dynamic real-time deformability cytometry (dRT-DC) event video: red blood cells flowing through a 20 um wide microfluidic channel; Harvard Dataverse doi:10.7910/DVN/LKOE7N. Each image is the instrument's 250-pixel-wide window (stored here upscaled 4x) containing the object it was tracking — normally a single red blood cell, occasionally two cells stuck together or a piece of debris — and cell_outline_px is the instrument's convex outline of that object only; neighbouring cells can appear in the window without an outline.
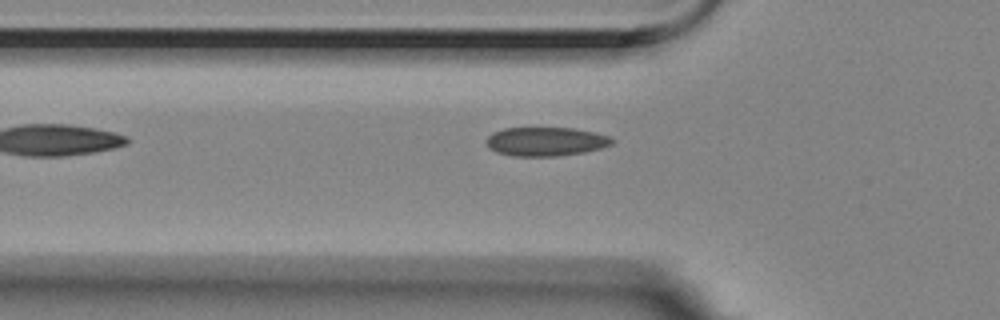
{"species": "Egyptian fruit bat (a non-hibernating species)", "species_latin": "Rousettus aegyptiacus", "temperature_condition": "room temperature", "stored_images_in_passage": 7, "camera_frame_rate_fps": 3000, "um_per_image_px": 0.085, "animal": {"sex": "female"}, "frame": {"image": 1, "passage_image": 6, "time_ms": 1.667, "image_size_px": [1000, 320], "cell_outline_px": [[616, 140], [612, 144], [600, 148], [584, 152], [556, 156], [512, 156], [496, 152], [488, 148], [484, 140], [492, 132], [504, 128], [572, 128], [592, 132], [608, 136]], "centroid_in_image_um": [46.33, 12.03], "position_along_channel_um": 79.5, "area_um2": 21.21}}
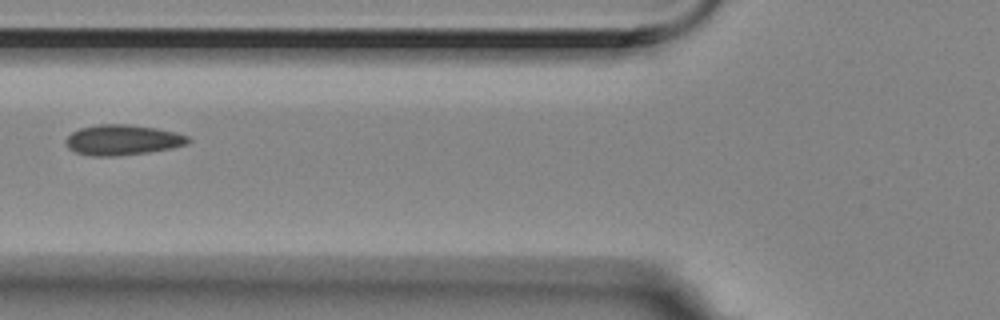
{"frame": {"image": 2, "passage_image": 7, "time_ms": 2.0, "image_size_px": [1000, 320], "cell_outline_px": [[192, 140], [188, 144], [172, 148], [148, 152], [116, 156], [92, 156], [76, 152], [68, 148], [64, 140], [72, 132], [80, 128], [100, 124], [128, 124], [156, 128], [176, 132], [188, 136]], "centroid_in_image_um": [10.43, 11.89], "position_along_channel_um": 115.4, "area_um2": 21.73}}